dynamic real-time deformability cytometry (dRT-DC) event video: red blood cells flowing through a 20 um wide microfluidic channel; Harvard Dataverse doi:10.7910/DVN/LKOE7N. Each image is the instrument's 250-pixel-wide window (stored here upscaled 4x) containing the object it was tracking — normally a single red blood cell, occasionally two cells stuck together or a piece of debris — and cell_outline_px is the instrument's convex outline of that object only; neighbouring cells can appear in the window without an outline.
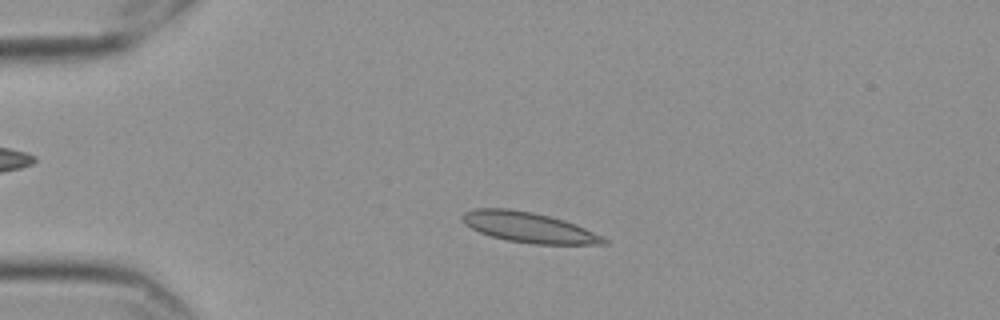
{"species": "Egyptian fruit bat (a non-hibernating species)", "species_latin": "Rousettus aegyptiacus", "temperature_condition": "cold", "stored_images_in_passage": 55, "camera_frame_rate_fps": 3000, "um_per_image_px": 0.085, "frame": {"image": 1, "passage_image": 11, "time_ms": 3.333, "image_size_px": [1000, 320], "cell_outline_px": [[608, 244], [532, 244], [508, 240], [492, 236], [480, 232], [464, 224], [460, 220], [460, 216], [464, 212], [476, 208], [508, 208], [532, 212], [564, 220], [576, 224], [604, 236], [608, 240]], "centroid_in_image_um": [44.95, 19.32], "position_along_channel_um": 40.1, "area_um2": 25.03}}
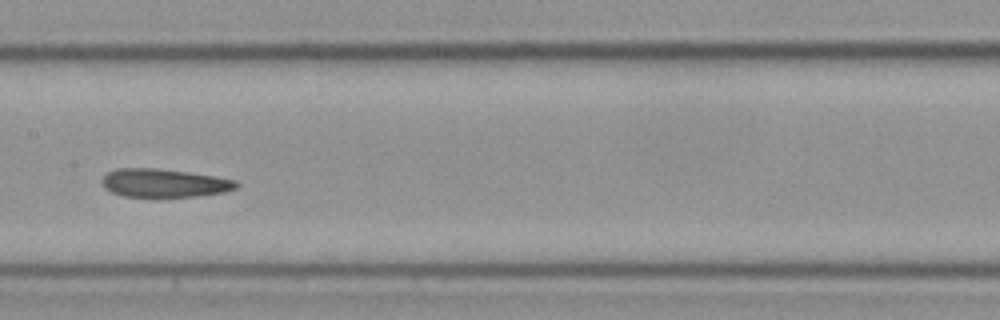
{"frame": {"image": 2, "passage_image": 27, "time_ms": 8.667, "image_size_px": [1000, 320], "cell_outline_px": [[240, 184], [236, 188], [224, 192], [196, 196], [124, 196], [112, 192], [104, 188], [100, 184], [100, 180], [108, 172], [116, 168], [156, 168], [188, 172], [236, 180]], "centroid_in_image_um": [13.91, 15.55], "position_along_channel_um": 193.5, "area_um2": 22.08}}
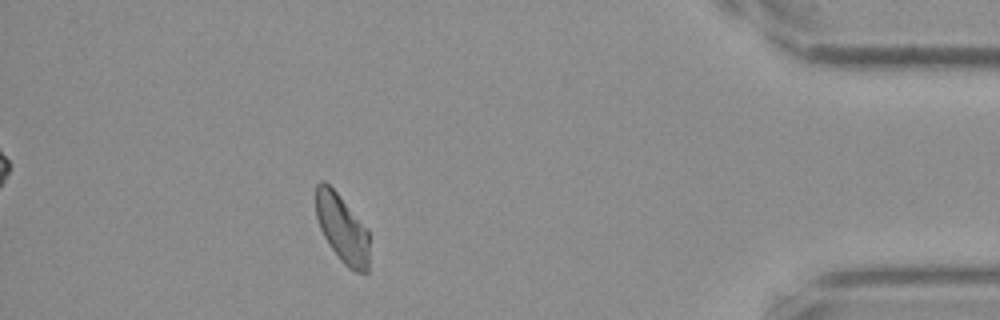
{"frame": {"image": 3, "passage_image": 49, "time_ms": 16.0, "image_size_px": [1000, 320], "cell_outline_px": [[368, 272], [356, 272], [348, 268], [340, 260], [324, 236], [320, 228], [316, 216], [316, 184], [320, 180], [324, 180], [336, 192], [368, 228]], "centroid_in_image_um": [29.08, 19.41], "position_along_channel_um": 406.1, "area_um2": 21.1}, "authors_computed_cell_mechanics": {"area_um2": 22.8888, "velocity_mm_per_s": 3.5128, "shape_relaxation_time_tau1_ms": null, "shape_relaxation_time_tau2_ms": 3.4497, "deformation_change_tau1": null, "deformation_change_tau2": 0.0831}}